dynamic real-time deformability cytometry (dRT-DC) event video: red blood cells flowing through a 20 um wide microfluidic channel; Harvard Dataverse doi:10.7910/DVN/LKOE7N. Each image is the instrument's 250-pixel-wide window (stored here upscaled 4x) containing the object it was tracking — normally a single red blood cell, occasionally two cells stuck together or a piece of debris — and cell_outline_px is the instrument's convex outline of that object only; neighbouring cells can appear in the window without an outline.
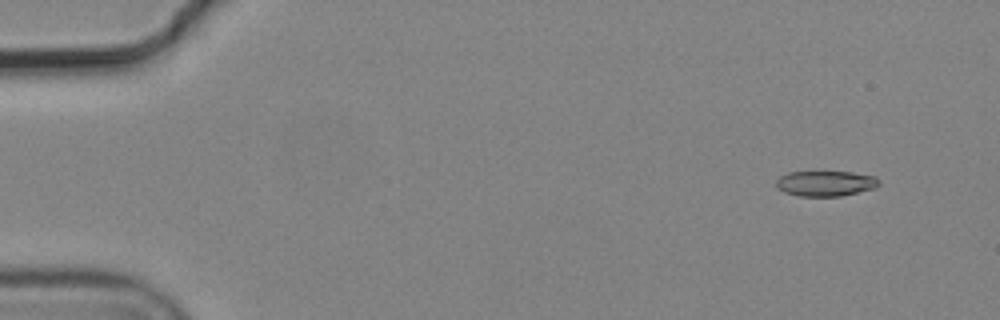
{"species": "common noctule bat (a hibernating species)", "species_latin": "Nyctalus noctula", "temperature_condition": "cold", "stored_images_in_passage": 7, "camera_frame_rate_fps": 3000, "um_per_image_px": 0.085, "animal": {"sex": "male", "body_mass_g": 19.2, "forearm_length_mm": 51.8}, "frame": {"image": 1, "passage_image": 1, "time_ms": 0.0, "image_size_px": [1000, 320], "cell_outline_px": [[880, 184], [876, 188], [840, 196], [800, 196], [784, 192], [776, 188], [776, 180], [780, 176], [788, 172], [852, 172], [876, 176], [880, 180]], "centroid_in_image_um": [70.19, 15.59], "position_along_channel_um": 14.8, "area_um2": 15.32}}
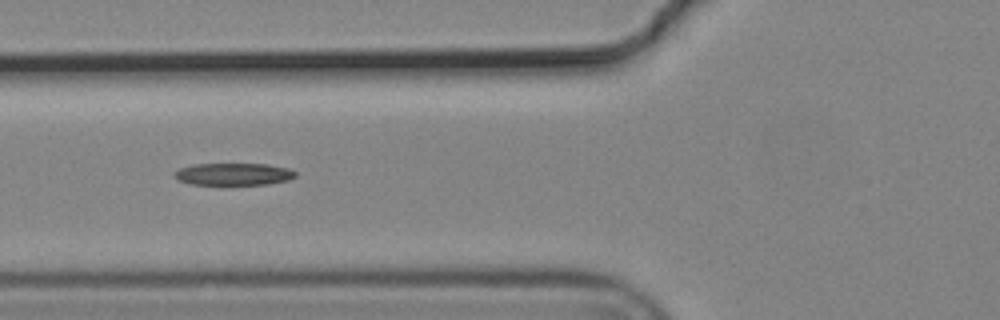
{"frame": {"image": 2, "passage_image": 6, "time_ms": 1.667, "image_size_px": [1000, 320], "cell_outline_px": [[296, 176], [288, 180], [268, 184], [224, 188], [192, 184], [176, 180], [172, 176], [180, 168], [192, 164], [268, 164], [288, 168], [296, 172]], "centroid_in_image_um": [19.81, 14.86], "position_along_channel_um": 106.0, "area_um2": 16.7}}
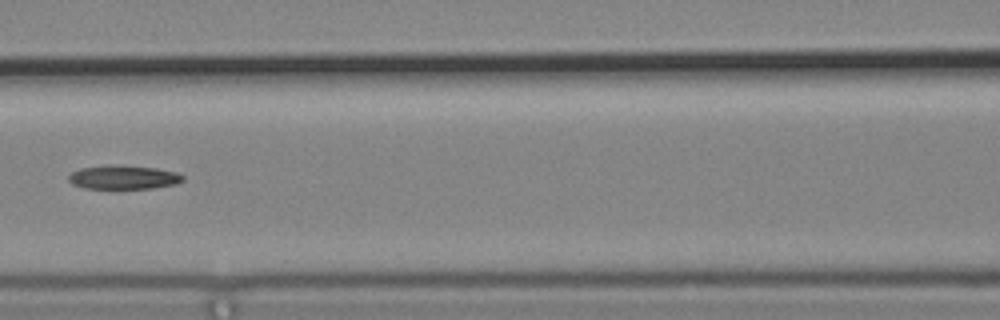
{"frame": {"image": 3, "passage_image": 7, "time_ms": 2.0, "image_size_px": [1000, 320], "cell_outline_px": [[184, 180], [176, 184], [152, 188], [84, 188], [72, 184], [68, 180], [68, 176], [72, 172], [80, 168], [108, 164], [112, 164], [156, 168], [180, 172], [184, 176]], "centroid_in_image_um": [10.51, 15.05], "position_along_channel_um": 156.1, "area_um2": 16.07}}